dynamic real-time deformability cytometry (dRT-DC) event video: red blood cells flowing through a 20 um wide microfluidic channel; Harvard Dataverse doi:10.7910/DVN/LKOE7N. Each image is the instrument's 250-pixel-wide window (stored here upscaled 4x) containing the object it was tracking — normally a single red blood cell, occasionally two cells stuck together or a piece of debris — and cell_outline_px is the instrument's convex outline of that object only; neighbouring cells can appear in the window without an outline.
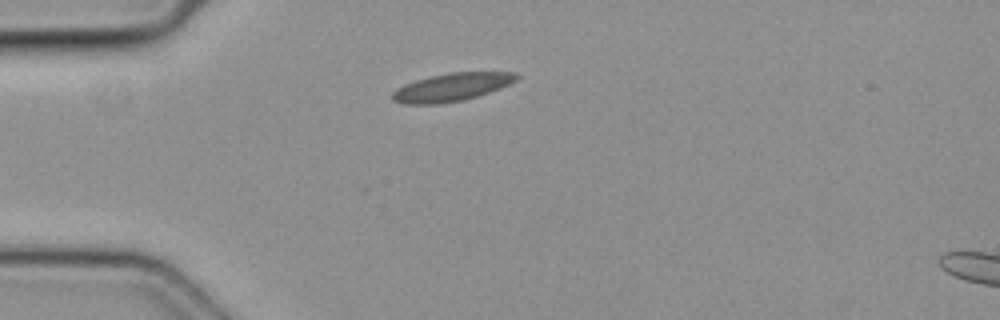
{"species": "common noctule bat (a hibernating species)", "species_latin": "Nyctalus noctula", "temperature_condition": "cold", "stored_images_in_passage": 13, "camera_frame_rate_fps": 3000, "um_per_image_px": 0.085, "animal": {"sex": "female", "body_mass_g": 19.3, "forearm_length_mm": 54.1}, "frame": {"image": 1, "passage_image": 1, "time_ms": 0.0, "image_size_px": [1000, 320], "cell_outline_px": [[520, 76], [516, 80], [500, 88], [464, 100], [436, 104], [404, 104], [392, 100], [392, 92], [396, 88], [404, 84], [416, 80], [432, 76], [452, 72], [516, 72]], "centroid_in_image_um": [38.37, 7.41], "position_along_channel_um": 46.6, "area_um2": 20.11}}
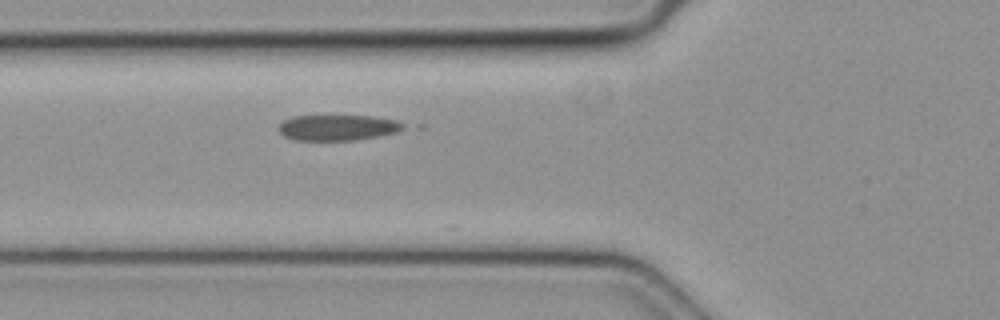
{"frame": {"image": 2, "passage_image": 6, "time_ms": 1.667, "image_size_px": [1000, 320], "cell_outline_px": [[404, 128], [392, 132], [376, 136], [356, 140], [292, 140], [284, 136], [276, 128], [284, 120], [292, 116], [372, 116], [396, 120], [404, 124]], "centroid_in_image_um": [28.63, 10.84], "position_along_channel_um": 97.2, "area_um2": 18.5}}
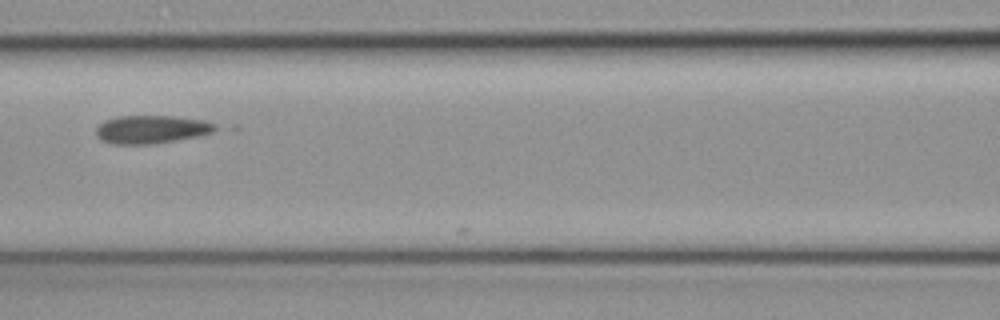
{"frame": {"image": 3, "passage_image": 10, "time_ms": 3.0, "image_size_px": [1000, 320], "cell_outline_px": [[220, 128], [212, 132], [200, 136], [152, 144], [112, 144], [100, 140], [96, 136], [96, 128], [104, 120], [116, 116], [176, 116], [204, 120], [216, 124]], "centroid_in_image_um": [12.88, 10.99], "position_along_channel_um": 153.7, "area_um2": 19.83}}